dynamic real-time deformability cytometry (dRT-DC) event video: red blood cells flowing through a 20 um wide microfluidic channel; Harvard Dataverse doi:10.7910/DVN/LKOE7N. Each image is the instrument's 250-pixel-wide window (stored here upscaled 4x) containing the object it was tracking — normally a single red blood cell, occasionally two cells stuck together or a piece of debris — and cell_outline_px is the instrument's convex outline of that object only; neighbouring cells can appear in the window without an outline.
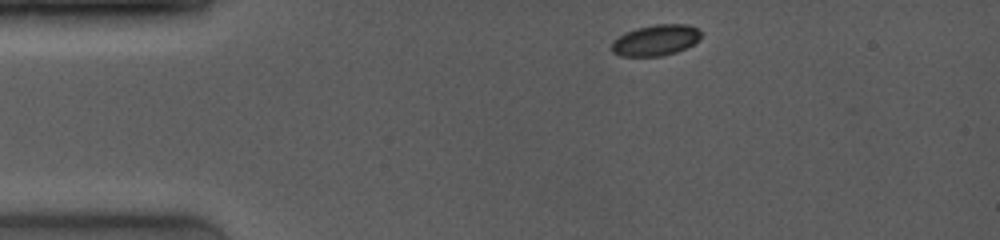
{"species": "common noctule bat (a hibernating species)", "species_latin": "Nyctalus noctula", "temperature_condition": "room temperature", "stored_images_in_passage": 7, "camera_frame_rate_fps": 4000, "um_per_image_px": 0.085, "animal": {"sex": "female", "body_mass_g": 19.0, "forearm_length_mm": 53.3}, "frame": {"image": 1, "passage_image": 1, "time_ms": 0.0, "image_size_px": [1000, 240], "cell_outline_px": [[700, 40], [676, 52], [660, 56], [620, 56], [612, 52], [612, 40], [624, 32], [636, 28], [656, 24], [688, 24], [696, 28], [700, 32]], "centroid_in_image_um": [55.7, 3.41], "position_along_channel_um": 29.3, "area_um2": 16.13}}